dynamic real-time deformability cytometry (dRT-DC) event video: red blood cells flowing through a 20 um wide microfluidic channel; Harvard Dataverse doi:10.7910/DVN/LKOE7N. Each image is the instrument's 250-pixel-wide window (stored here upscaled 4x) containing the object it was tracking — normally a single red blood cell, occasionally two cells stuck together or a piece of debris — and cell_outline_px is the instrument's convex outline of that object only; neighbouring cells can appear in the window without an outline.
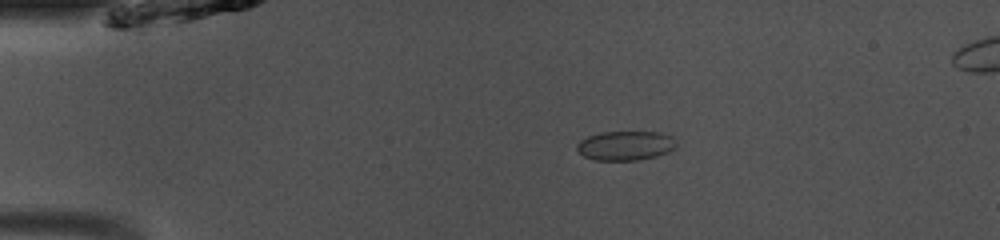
{"species": "common noctule bat (a hibernating species)", "species_latin": "Nyctalus noctula", "temperature_condition": "room temperature", "stored_images_in_passage": 40, "camera_frame_rate_fps": 3000, "um_per_image_px": 0.085, "animal": {"sex": "male", "body_mass_g": 13.0, "forearm_length_mm": 53.1}, "frame": {"image": 1, "passage_image": 1, "time_ms": 0.0, "image_size_px": [1000, 240], "cell_outline_px": [[676, 148], [668, 152], [656, 156], [636, 160], [596, 160], [584, 156], [576, 148], [576, 144], [580, 140], [588, 136], [600, 132], [660, 132], [672, 136], [676, 144]], "centroid_in_image_um": [53.17, 12.37], "position_along_channel_um": 31.8, "area_um2": 16.99}}
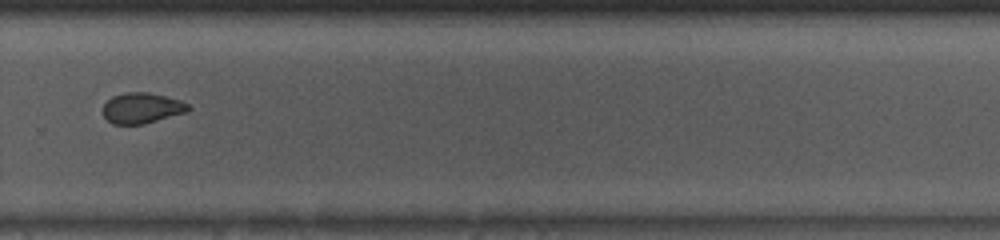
{"frame": {"image": 2, "passage_image": 25, "time_ms": 8.0, "image_size_px": [1000, 240], "cell_outline_px": [[192, 108], [188, 112], [144, 124], [112, 124], [104, 116], [104, 104], [112, 96], [124, 92], [148, 92], [180, 100], [188, 104]], "centroid_in_image_um": [12.08, 9.18], "position_along_channel_um": 317.7, "area_um2": 15.26}}
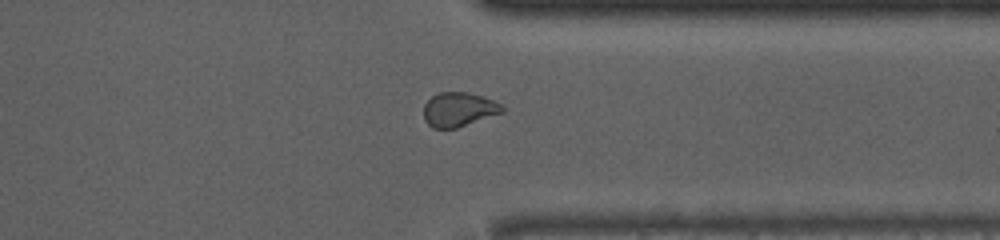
{"frame": {"image": 3, "passage_image": 29, "time_ms": 9.333, "image_size_px": [1000, 240], "cell_outline_px": [[504, 112], [456, 128], [432, 128], [424, 120], [424, 104], [432, 96], [440, 92], [468, 92], [484, 96], [500, 104], [504, 108]], "centroid_in_image_um": [38.99, 9.3], "position_along_channel_um": 372.4, "area_um2": 15.66}, "authors_computed_cell_mechanics": {"area_um2": 16.0395, "velocity_mm_per_s": 4.1198, "shape_relaxation_time_tau1_ms": null, "shape_relaxation_time_tau2_ms": 1.5025, "deformation_change_tau1": null, "deformation_change_tau2": 0.0517}}